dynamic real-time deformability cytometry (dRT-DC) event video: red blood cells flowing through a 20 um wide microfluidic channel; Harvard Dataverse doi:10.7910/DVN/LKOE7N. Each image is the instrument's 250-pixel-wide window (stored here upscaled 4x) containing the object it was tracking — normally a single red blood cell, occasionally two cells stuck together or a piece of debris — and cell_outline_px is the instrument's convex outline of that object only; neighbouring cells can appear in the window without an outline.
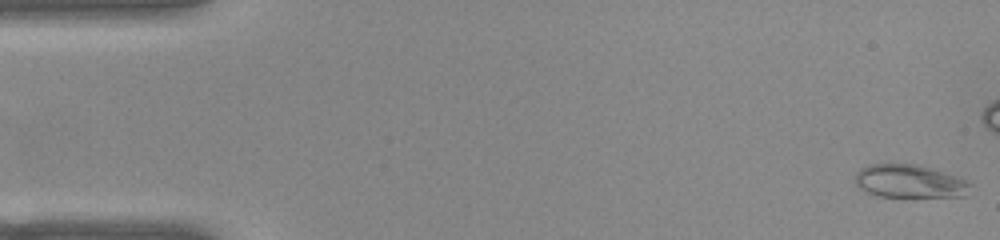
{"species": "common noctule bat (a hibernating species)", "species_latin": "Nyctalus noctula", "temperature_condition": "warm", "stored_images_in_passage": 53, "camera_frame_rate_fps": 3000, "um_per_image_px": 0.085, "animal": {"sex": "female", "body_mass_g": 22.0, "forearm_length_mm": 56.7}, "frame": {"image": 1, "passage_image": 1, "time_ms": 0.0, "image_size_px": [1000, 240], "cell_outline_px": [[972, 184], [964, 196], [908, 200], [904, 200], [880, 196], [868, 192], [860, 188], [852, 180], [856, 172], [860, 168], [868, 164], [916, 164], [932, 168], [968, 180]], "centroid_in_image_um": [77.31, 15.46], "position_along_channel_um": 7.7, "area_um2": 23.47}}
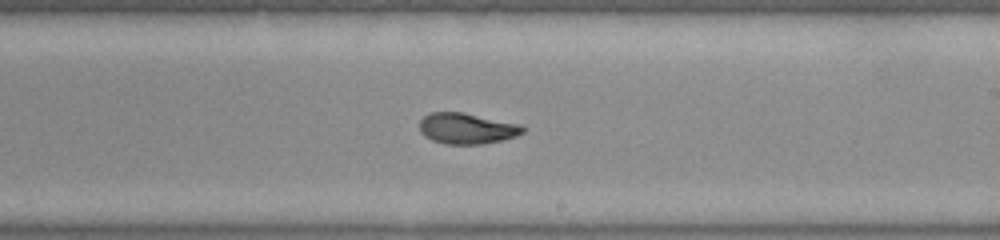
{"frame": {"image": 2, "passage_image": 30, "time_ms": 9.667, "image_size_px": [1000, 240], "cell_outline_px": [[524, 132], [516, 136], [484, 144], [444, 144], [432, 140], [424, 136], [420, 132], [420, 120], [424, 116], [432, 112], [464, 112], [524, 124]], "centroid_in_image_um": [39.71, 10.91], "position_along_channel_um": 249.3, "area_um2": 18.84}}
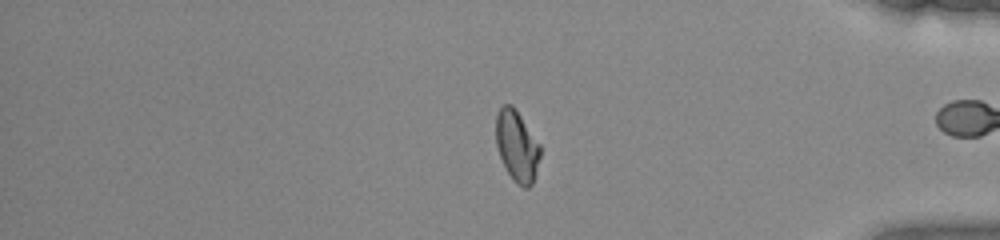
{"frame": {"image": 3, "passage_image": 43, "time_ms": 14.0, "image_size_px": [1000, 240], "cell_outline_px": [[540, 156], [536, 172], [532, 184], [528, 188], [524, 188], [516, 184], [504, 168], [496, 144], [496, 116], [500, 108], [504, 104], [512, 104], [540, 144]], "centroid_in_image_um": [43.93, 12.44], "position_along_channel_um": 391.3, "area_um2": 18.32}, "authors_computed_cell_mechanics": {"area_um2": 19.3052, "velocity_mm_per_s": 3.9141, "shape_relaxation_time_tau1_ms": 7.9967, "shape_relaxation_time_tau2_ms": 2.2185, "deformation_change_tau1": 0.2254, "deformation_change_tau2": 0.0577}}